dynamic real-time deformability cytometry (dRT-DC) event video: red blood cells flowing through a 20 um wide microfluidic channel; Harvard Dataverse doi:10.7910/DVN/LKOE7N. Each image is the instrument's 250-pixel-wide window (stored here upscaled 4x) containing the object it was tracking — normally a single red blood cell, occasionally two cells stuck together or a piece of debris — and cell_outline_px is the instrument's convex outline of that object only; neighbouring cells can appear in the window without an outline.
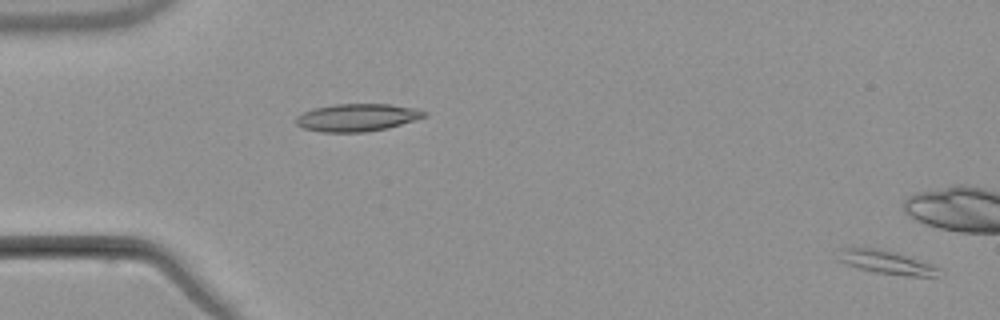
{"species": "common noctule bat (a hibernating species)", "species_latin": "Nyctalus noctula", "temperature_condition": "warm", "stored_images_in_passage": 4, "camera_frame_rate_fps": 3000, "um_per_image_px": 0.085, "animal": {"sex": "male", "body_mass_g": 21.5, "forearm_length_mm": 52.0}, "frame": {"image": 1, "passage_image": 4, "time_ms": 3.667, "image_size_px": [1000, 320], "cell_outline_px": [[940, 268], [936, 276], [908, 276], [876, 272], [844, 264], [836, 260], [840, 248], [880, 248], [896, 252]], "centroid_in_image_um": [75.26, 22.28], "position_along_channel_um": 9.7, "area_um2": 13.58}}